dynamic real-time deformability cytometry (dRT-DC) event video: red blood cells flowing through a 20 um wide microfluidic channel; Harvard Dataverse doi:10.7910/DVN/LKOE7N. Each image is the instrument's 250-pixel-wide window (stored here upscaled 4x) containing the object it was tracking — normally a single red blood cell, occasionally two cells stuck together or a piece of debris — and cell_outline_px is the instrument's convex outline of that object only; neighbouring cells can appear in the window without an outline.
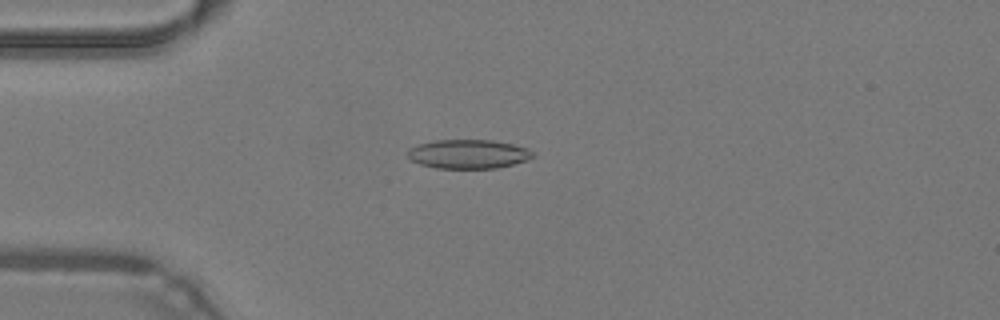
{"species": "common noctule bat (a hibernating species)", "species_latin": "Nyctalus noctula", "temperature_condition": "warm", "stored_images_in_passage": 30, "camera_frame_rate_fps": 3000, "um_per_image_px": 0.085, "animal": {"sex": "male", "body_mass_g": 19.2, "forearm_length_mm": 51.8}, "frame": {"image": 1, "passage_image": 1, "time_ms": 0.0, "image_size_px": [1000, 320], "cell_outline_px": [[536, 156], [512, 164], [496, 168], [436, 168], [420, 164], [412, 160], [408, 156], [408, 148], [416, 144], [436, 140], [492, 140], [512, 144], [528, 148]], "centroid_in_image_um": [39.78, 13.08], "position_along_channel_um": 45.2, "area_um2": 21.1}}
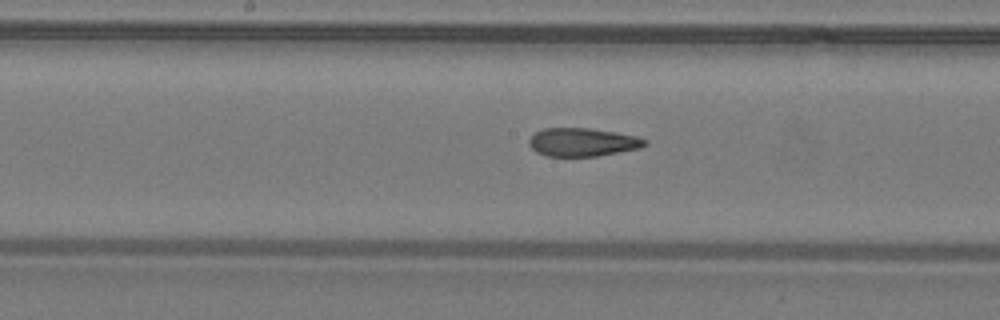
{"frame": {"image": 2, "passage_image": 13, "time_ms": 4.0, "image_size_px": [1000, 320], "cell_outline_px": [[648, 144], [640, 148], [596, 156], [548, 156], [536, 152], [528, 144], [528, 140], [536, 132], [544, 128], [588, 128], [616, 132], [636, 136], [648, 140]], "centroid_in_image_um": [49.52, 12.08], "position_along_channel_um": 198.7, "area_um2": 19.07}}
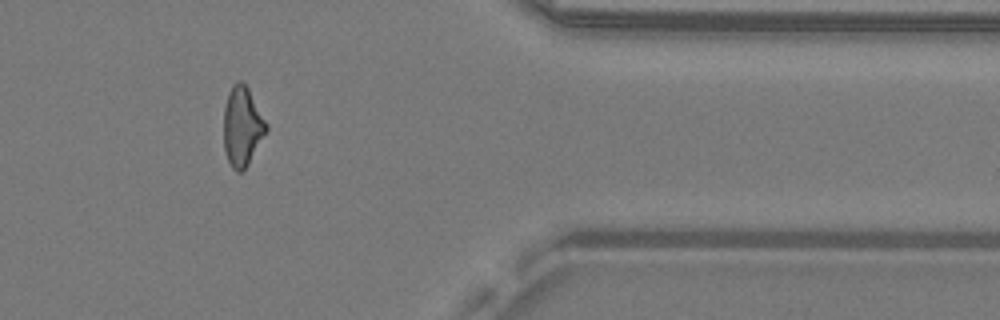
{"frame": {"image": 3, "passage_image": 28, "time_ms": 9.0, "image_size_px": [1000, 320], "cell_outline_px": [[268, 128], [248, 164], [240, 172], [236, 172], [232, 168], [228, 160], [224, 148], [224, 108], [228, 92], [232, 84], [236, 80], [240, 80], [248, 88], [268, 124]], "centroid_in_image_um": [20.58, 10.72], "position_along_channel_um": 390.8, "area_um2": 19.59}, "authors_computed_cell_mechanics": {"area_um2": 19.9699, "velocity_mm_per_s": 4.3065, "shape_relaxation_time_tau1_ms": null, "shape_relaxation_time_tau2_ms": 2.5117, "deformation_change_tau1": null, "deformation_change_tau2": 0.1066}}